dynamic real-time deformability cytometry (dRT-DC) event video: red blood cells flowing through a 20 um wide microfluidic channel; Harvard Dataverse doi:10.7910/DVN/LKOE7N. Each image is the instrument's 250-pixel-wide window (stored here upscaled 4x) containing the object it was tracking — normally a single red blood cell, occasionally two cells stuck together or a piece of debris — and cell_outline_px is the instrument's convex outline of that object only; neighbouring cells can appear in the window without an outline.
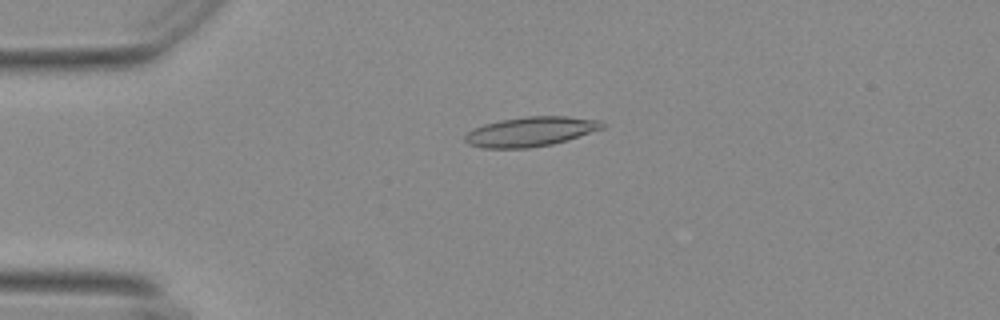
{"species": "Egyptian fruit bat (a non-hibernating species)", "species_latin": "Rousettus aegyptiacus", "temperature_condition": "warm", "stored_images_in_passage": 54, "camera_frame_rate_fps": 3000, "um_per_image_px": 0.085, "animal": {"sex": "female"}, "frame": {"image": 1, "passage_image": 12, "time_ms": 3.667, "image_size_px": [1000, 320], "cell_outline_px": [[604, 128], [568, 140], [552, 144], [528, 148], [484, 148], [468, 144], [464, 140], [464, 136], [472, 128], [484, 124], [500, 120], [528, 116], [568, 116], [604, 120]], "centroid_in_image_um": [45.12, 11.18], "position_along_channel_um": 39.9, "area_um2": 23.87}}
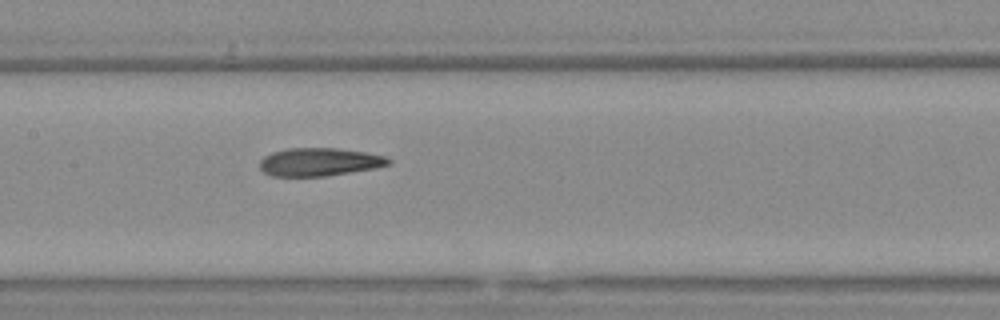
{"frame": {"image": 2, "passage_image": 26, "time_ms": 8.333, "image_size_px": [1000, 320], "cell_outline_px": [[392, 164], [372, 168], [324, 176], [272, 176], [264, 172], [260, 168], [260, 160], [264, 156], [272, 152], [288, 148], [336, 148], [364, 152], [384, 156], [392, 160]], "centroid_in_image_um": [27.12, 13.76], "position_along_channel_um": 180.3, "area_um2": 20.87}}
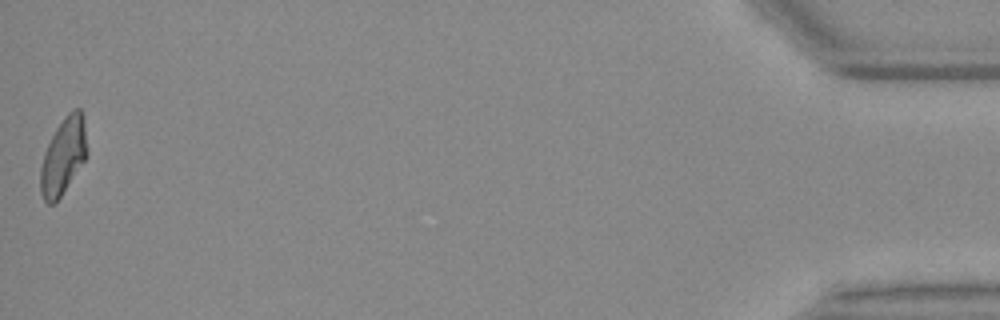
{"frame": {"image": 3, "passage_image": 54, "time_ms": 17.667, "image_size_px": [1000, 320], "cell_outline_px": [[88, 156], [56, 204], [48, 204], [44, 200], [40, 192], [40, 168], [44, 152], [56, 128], [68, 112], [72, 108], [80, 108], [84, 116], [88, 152]], "centroid_in_image_um": [5.4, 13.28], "position_along_channel_um": 429.8, "area_um2": 21.21}, "authors_computed_cell_mechanics": {"area_um2": 21.6172, "velocity_mm_per_s": 3.6937, "shape_relaxation_time_tau1_ms": null, "shape_relaxation_time_tau2_ms": 3.0631, "deformation_change_tau1": null, "deformation_change_tau2": 0.117}}